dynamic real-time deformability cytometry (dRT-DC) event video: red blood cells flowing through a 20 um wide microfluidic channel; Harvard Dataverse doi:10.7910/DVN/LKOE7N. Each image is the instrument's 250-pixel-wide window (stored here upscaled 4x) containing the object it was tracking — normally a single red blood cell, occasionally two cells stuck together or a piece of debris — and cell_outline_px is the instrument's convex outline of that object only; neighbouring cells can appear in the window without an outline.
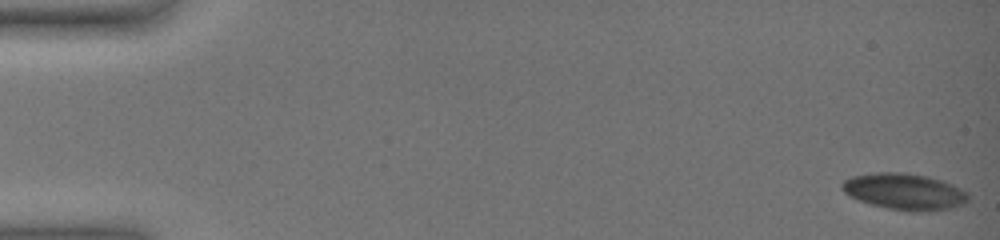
{"species": "common noctule bat (a hibernating species)", "species_latin": "Nyctalus noctula", "temperature_condition": "warm", "stored_images_in_passage": 56, "camera_frame_rate_fps": 3000, "um_per_image_px": 0.085, "animal": {"sex": "female", "body_mass_g": 19.0, "forearm_length_mm": 51.5}, "frame": {"image": 1, "passage_image": 1, "time_ms": 0.0, "image_size_px": [1000, 240], "cell_outline_px": [[968, 200], [964, 204], [952, 208], [928, 212], [908, 212], [888, 208], [872, 204], [848, 196], [840, 188], [840, 184], [844, 180], [852, 176], [876, 172], [904, 172], [924, 176], [940, 180], [952, 184], [968, 192]], "centroid_in_image_um": [76.87, 16.29], "position_along_channel_um": 8.1, "area_um2": 26.93}}
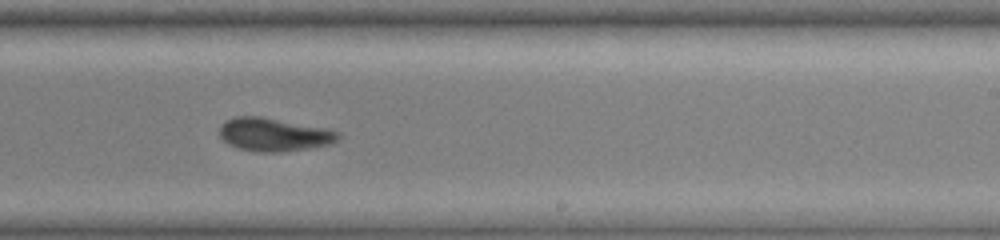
{"frame": {"image": 2, "passage_image": 37, "time_ms": 12.0, "image_size_px": [1000, 240], "cell_outline_px": [[340, 140], [332, 144], [312, 148], [280, 152], [256, 152], [236, 148], [228, 144], [220, 136], [220, 128], [228, 120], [236, 116], [260, 116], [324, 128], [340, 132]], "centroid_in_image_um": [23.32, 11.46], "position_along_channel_um": 265.7, "area_um2": 23.0}}
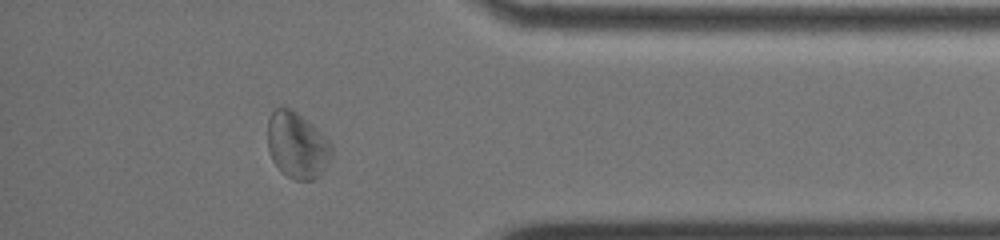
{"frame": {"image": 3, "passage_image": 50, "time_ms": 16.333, "image_size_px": [1000, 240], "cell_outline_px": [[332, 152], [328, 164], [320, 176], [312, 180], [296, 180], [280, 172], [272, 160], [268, 148], [268, 120], [272, 112], [276, 108], [288, 108], [296, 112], [308, 120], [332, 144]], "centroid_in_image_um": [25.26, 12.37], "position_along_channel_um": 409.9, "area_um2": 24.68}, "authors_computed_cell_mechanics": {"area_um2": 25.0274, "velocity_mm_per_s": 3.5331, "shape_relaxation_time_tau1_ms": 11.2176, "shape_relaxation_time_tau2_ms": 6.7188, "deformation_change_tau1": 0.174, "deformation_change_tau2": 0.1198}}